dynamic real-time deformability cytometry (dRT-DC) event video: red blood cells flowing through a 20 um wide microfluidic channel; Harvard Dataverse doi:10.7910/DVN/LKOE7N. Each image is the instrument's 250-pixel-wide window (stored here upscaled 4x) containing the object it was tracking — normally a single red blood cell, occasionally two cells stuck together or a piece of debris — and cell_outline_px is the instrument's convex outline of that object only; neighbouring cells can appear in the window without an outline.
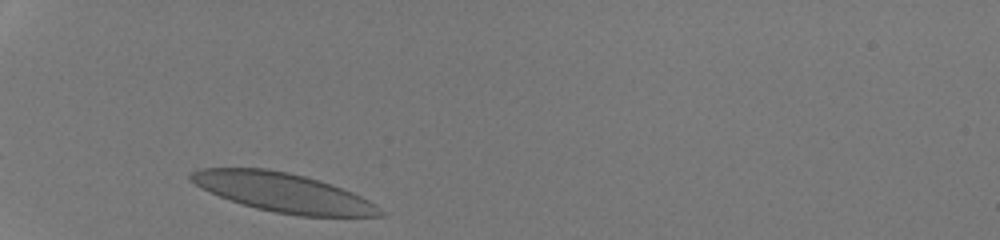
{"species": "human", "species_latin": "Homo sapiens", "temperature_condition": "room temperature", "stored_images_in_passage": 27, "camera_frame_rate_fps": 3000, "um_per_image_px": 0.085, "donor": {"sex": "male"}, "frame": {"image": 1, "passage_image": 1, "time_ms": 0.0, "image_size_px": [1000, 240], "cell_outline_px": [[384, 216], [300, 216], [276, 212], [256, 208], [220, 196], [188, 180], [188, 176], [192, 172], [200, 168], [268, 168], [288, 172], [304, 176], [332, 184], [352, 192], [376, 204], [384, 212]], "centroid_in_image_um": [24.09, 16.35], "position_along_channel_um": 60.9, "area_um2": 42.54}}
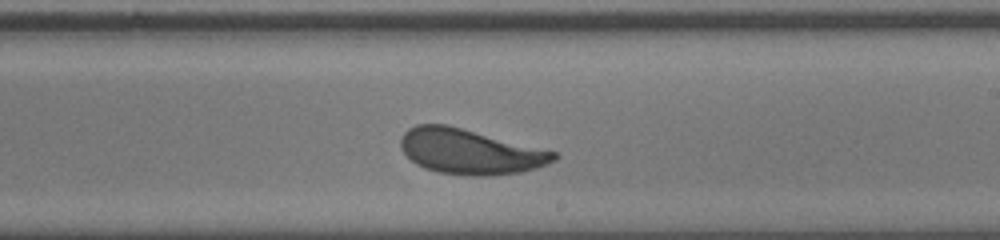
{"frame": {"image": 2, "passage_image": 16, "time_ms": 5.0, "image_size_px": [1000, 240], "cell_outline_px": [[560, 156], [556, 160], [548, 164], [536, 168], [520, 172], [488, 176], [472, 176], [440, 172], [424, 168], [416, 164], [400, 148], [400, 136], [408, 128], [416, 124], [448, 124], [556, 152]], "centroid_in_image_um": [39.94, 12.88], "position_along_channel_um": 249.1, "area_um2": 40.34}}
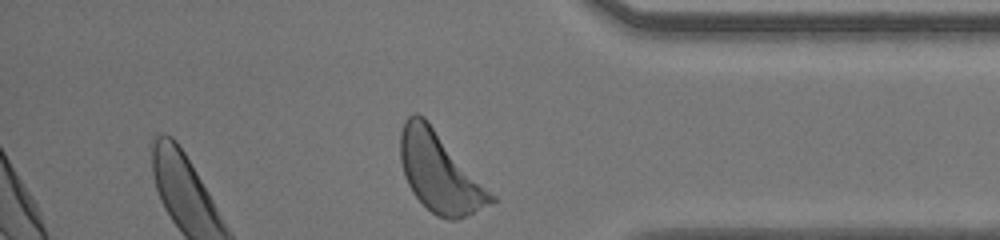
{"frame": {"image": 3, "passage_image": 27, "time_ms": 8.667, "image_size_px": [1000, 240], "cell_outline_px": [[496, 200], [456, 220], [448, 220], [436, 216], [412, 192], [404, 176], [400, 160], [400, 132], [404, 120], [412, 112], [416, 112], [424, 116], [428, 120], [496, 196]], "centroid_in_image_um": [37.34, 14.6], "position_along_channel_um": 397.9, "area_um2": 41.96}, "authors_computed_cell_mechanics": {"area_um2": 40.171, "velocity_mm_per_s": 4.2637, "shape_relaxation_time_tau1_ms": 2.4378, "shape_relaxation_time_tau2_ms": 0.5839, "deformation_change_tau1": 0.1124, "deformation_change_tau2": 0.0647}}